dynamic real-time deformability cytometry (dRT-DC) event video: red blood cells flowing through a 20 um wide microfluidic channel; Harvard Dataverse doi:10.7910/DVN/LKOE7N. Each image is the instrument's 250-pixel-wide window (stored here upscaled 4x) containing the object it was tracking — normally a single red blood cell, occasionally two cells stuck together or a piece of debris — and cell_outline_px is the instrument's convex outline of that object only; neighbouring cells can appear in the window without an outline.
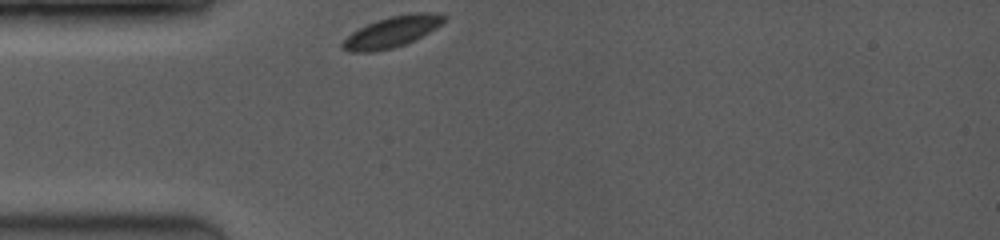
{"species": "common noctule bat (a hibernating species)", "species_latin": "Nyctalus noctula", "temperature_condition": "room temperature", "stored_images_in_passage": 6, "camera_frame_rate_fps": 3500, "um_per_image_px": 0.085, "animal": {"sex": "female", "body_mass_g": 19.0, "forearm_length_mm": 53.3}, "frame": {"image": 1, "passage_image": 1, "time_ms": 0.0, "image_size_px": [1000, 240], "cell_outline_px": [[448, 16], [436, 28], [404, 44], [392, 48], [372, 52], [348, 52], [340, 48], [340, 44], [352, 32], [376, 20], [392, 16], [412, 12], [440, 12]], "centroid_in_image_um": [33.31, 2.69], "position_along_channel_um": 51.7, "area_um2": 18.21}}
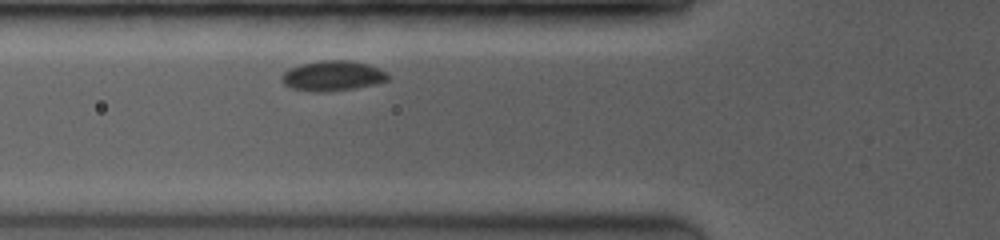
{"frame": {"image": 2, "passage_image": 3, "time_ms": 1.429, "image_size_px": [1000, 240], "cell_outline_px": [[388, 80], [372, 84], [352, 88], [324, 92], [312, 92], [292, 88], [284, 84], [280, 80], [280, 76], [284, 72], [300, 64], [320, 60], [348, 60], [368, 64], [388, 72]], "centroid_in_image_um": [28.24, 6.44], "position_along_channel_um": 97.6, "area_um2": 18.55}}
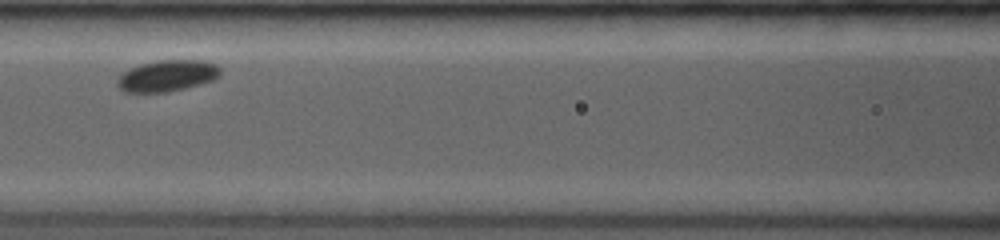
{"frame": {"image": 3, "passage_image": 5, "time_ms": 2.857, "image_size_px": [1000, 240], "cell_outline_px": [[220, 76], [216, 80], [184, 88], [164, 92], [124, 92], [116, 84], [116, 80], [128, 68], [140, 64], [160, 60], [204, 60], [216, 64], [220, 68]], "centroid_in_image_um": [14.23, 6.43], "position_along_channel_um": 152.4, "area_um2": 18.9}}